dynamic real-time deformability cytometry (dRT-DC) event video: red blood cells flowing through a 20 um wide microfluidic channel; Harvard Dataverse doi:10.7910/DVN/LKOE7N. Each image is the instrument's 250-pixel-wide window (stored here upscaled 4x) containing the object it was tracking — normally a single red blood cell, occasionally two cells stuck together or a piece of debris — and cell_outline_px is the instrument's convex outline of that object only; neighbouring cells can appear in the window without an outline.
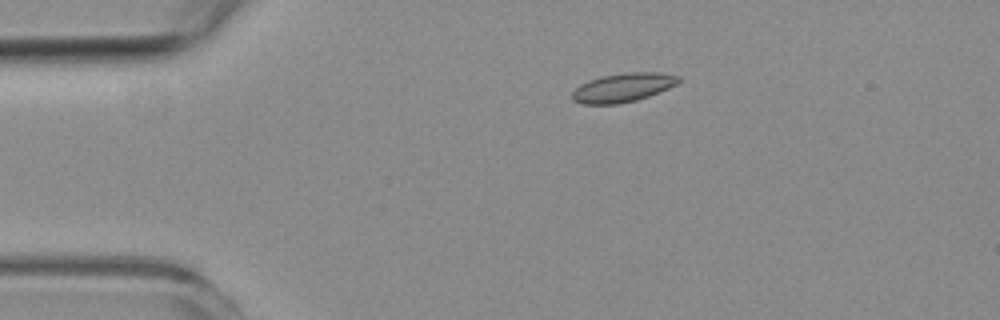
{"species": "common noctule bat (a hibernating species)", "species_latin": "Nyctalus noctula", "temperature_condition": "room temperature", "stored_images_in_passage": 3, "camera_frame_rate_fps": 3000, "um_per_image_px": 0.085, "animal": {"sex": "female", "body_mass_g": 19.3, "forearm_length_mm": 54.1}, "frame": {"image": 1, "passage_image": 1, "time_ms": 0.0, "image_size_px": [1000, 320], "cell_outline_px": [[680, 80], [676, 84], [668, 88], [648, 96], [636, 100], [616, 104], [580, 104], [572, 100], [572, 92], [580, 84], [588, 80], [600, 76], [628, 72], [660, 72], [680, 76]], "centroid_in_image_um": [52.92, 7.43], "position_along_channel_um": 32.1, "area_um2": 17.92}}